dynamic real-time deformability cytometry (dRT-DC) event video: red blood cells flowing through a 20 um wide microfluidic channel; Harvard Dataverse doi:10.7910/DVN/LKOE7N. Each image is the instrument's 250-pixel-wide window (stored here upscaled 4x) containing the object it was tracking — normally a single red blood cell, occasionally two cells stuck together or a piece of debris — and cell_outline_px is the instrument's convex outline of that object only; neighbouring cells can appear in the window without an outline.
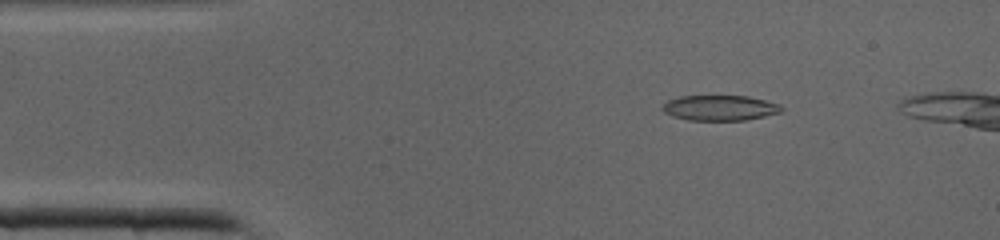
{"species": "common noctule bat (a hibernating species)", "species_latin": "Nyctalus noctula", "temperature_condition": "cold", "stored_images_in_passage": 37, "camera_frame_rate_fps": 3000, "um_per_image_px": 0.085, "animal": {"sex": "male", "body_mass_g": 19.0, "forearm_length_mm": 50.8}, "frame": {"image": 1, "passage_image": 6, "time_ms": 1.667, "image_size_px": [1000, 240], "cell_outline_px": [[784, 108], [780, 112], [764, 116], [744, 120], [688, 120], [672, 116], [664, 112], [660, 108], [668, 100], [680, 96], [748, 96], [780, 104]], "centroid_in_image_um": [61.17, 9.17], "position_along_channel_um": 23.8, "area_um2": 17.51}}
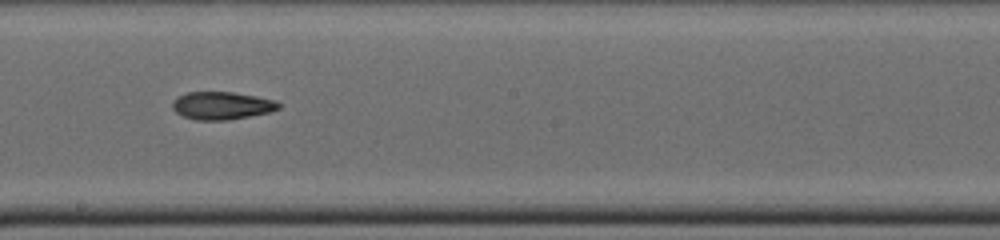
{"frame": {"image": 2, "passage_image": 22, "time_ms": 7.0, "image_size_px": [1000, 240], "cell_outline_px": [[280, 108], [268, 112], [228, 120], [196, 120], [184, 116], [176, 112], [172, 108], [172, 100], [188, 92], [232, 92], [276, 100], [280, 104]], "centroid_in_image_um": [18.84, 8.97], "position_along_channel_um": 229.4, "area_um2": 16.99}}
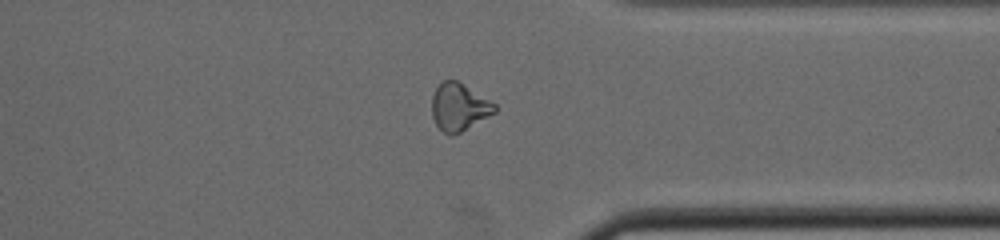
{"frame": {"image": 3, "passage_image": 31, "time_ms": 10.0, "image_size_px": [1000, 240], "cell_outline_px": [[496, 112], [460, 132], [452, 136], [448, 136], [436, 124], [432, 116], [432, 96], [436, 88], [444, 80], [456, 80], [496, 104]], "centroid_in_image_um": [39.0, 9.11], "position_along_channel_um": 372.4, "area_um2": 17.11}}